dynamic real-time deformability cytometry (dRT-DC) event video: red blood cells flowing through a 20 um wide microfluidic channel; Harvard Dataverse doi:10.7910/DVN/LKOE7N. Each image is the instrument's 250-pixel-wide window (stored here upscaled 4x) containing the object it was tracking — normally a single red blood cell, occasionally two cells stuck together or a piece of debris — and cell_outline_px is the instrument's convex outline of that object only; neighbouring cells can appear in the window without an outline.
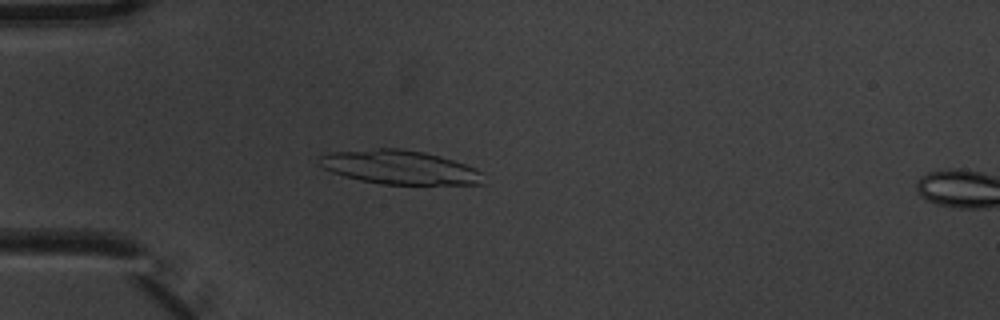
{"species": "common noctule bat (a hibernating species)", "species_latin": "Nyctalus noctula", "temperature_condition": "warm", "stored_images_in_passage": 4, "camera_frame_rate_fps": 3000, "um_per_image_px": 0.085, "animal": {"sex": "male", "body_mass_g": 20.1, "forearm_length_mm": 53.5}, "frame": {"image": 1, "passage_image": 3, "time_ms": 0.667, "image_size_px": [1000, 320], "cell_outline_px": [[484, 184], [380, 184], [360, 180], [344, 176], [332, 172], [324, 168], [320, 164], [320, 156], [332, 152], [376, 148], [400, 148], [424, 152], [440, 156], [476, 168], [480, 172]], "centroid_in_image_um": [33.96, 14.22], "position_along_channel_um": 51.0, "area_um2": 32.14}}